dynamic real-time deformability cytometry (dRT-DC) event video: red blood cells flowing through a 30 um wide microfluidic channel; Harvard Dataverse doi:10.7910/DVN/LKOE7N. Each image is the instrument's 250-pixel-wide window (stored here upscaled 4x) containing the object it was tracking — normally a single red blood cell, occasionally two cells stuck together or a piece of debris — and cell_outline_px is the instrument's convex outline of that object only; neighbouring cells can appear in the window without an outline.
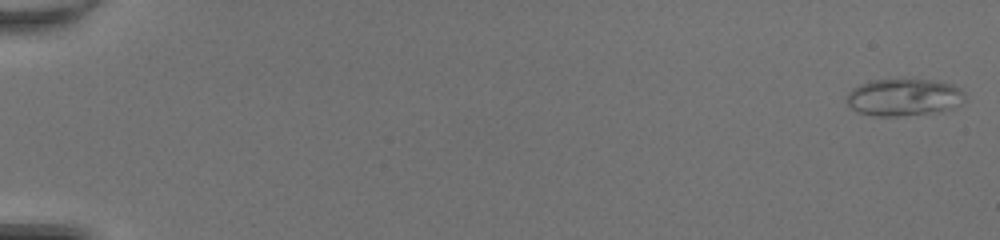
{"species": "common noctule bat (a hibernating species)", "species_latin": "Nyctalus noctula", "temperature_condition": "room temperature", "stored_images_in_passage": 49, "camera_frame_rate_fps": 3000, "um_per_image_px": 0.085, "animal": {"sex": "female", "body_mass_g": 20.0, "forearm_length_mm": 54.0}, "frame": {"image": 1, "passage_image": 1, "time_ms": 0.0, "image_size_px": [1000, 240], "cell_outline_px": [[964, 104], [952, 108], [936, 112], [900, 116], [872, 116], [860, 112], [852, 108], [848, 104], [848, 92], [852, 88], [860, 84], [872, 80], [936, 80], [952, 84], [960, 88], [964, 92]], "centroid_in_image_um": [76.87, 8.27], "position_along_channel_um": 8.1, "area_um2": 25.61}}
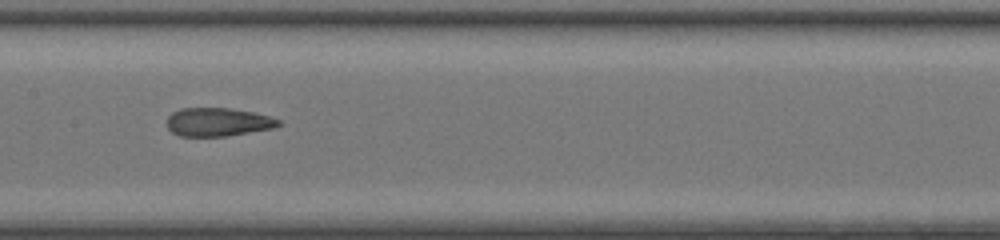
{"frame": {"image": 2, "passage_image": 27, "time_ms": 8.667, "image_size_px": [1000, 240], "cell_outline_px": [[284, 124], [272, 128], [224, 136], [180, 136], [172, 132], [168, 128], [168, 116], [172, 112], [180, 108], [228, 108], [252, 112], [268, 116], [280, 120]], "centroid_in_image_um": [18.51, 10.37], "position_along_channel_um": 188.9, "area_um2": 18.32}}
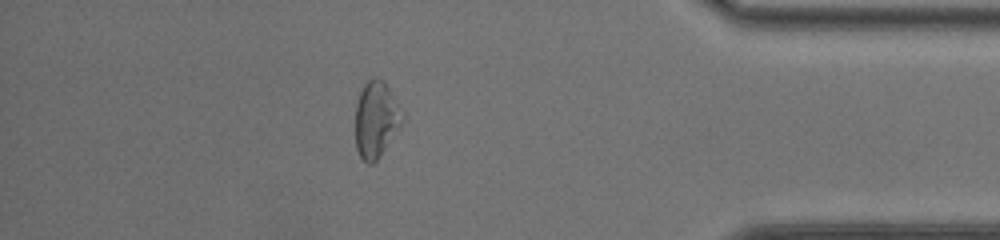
{"frame": {"image": 3, "passage_image": 44, "time_ms": 14.333, "image_size_px": [1000, 240], "cell_outline_px": [[404, 120], [380, 156], [372, 164], [368, 164], [360, 156], [356, 148], [356, 100], [364, 84], [372, 76], [376, 76], [384, 80], [404, 112]], "centroid_in_image_um": [31.98, 10.11], "position_along_channel_um": 403.2, "area_um2": 21.04}, "authors_computed_cell_mechanics": {"area_um2": 20.9814, "velocity_mm_per_s": 4.3076, "shape_relaxation_time_tau1_ms": null, "shape_relaxation_time_tau2_ms": 1.4329, "deformation_change_tau1": null, "deformation_change_tau2": 0.0875}}